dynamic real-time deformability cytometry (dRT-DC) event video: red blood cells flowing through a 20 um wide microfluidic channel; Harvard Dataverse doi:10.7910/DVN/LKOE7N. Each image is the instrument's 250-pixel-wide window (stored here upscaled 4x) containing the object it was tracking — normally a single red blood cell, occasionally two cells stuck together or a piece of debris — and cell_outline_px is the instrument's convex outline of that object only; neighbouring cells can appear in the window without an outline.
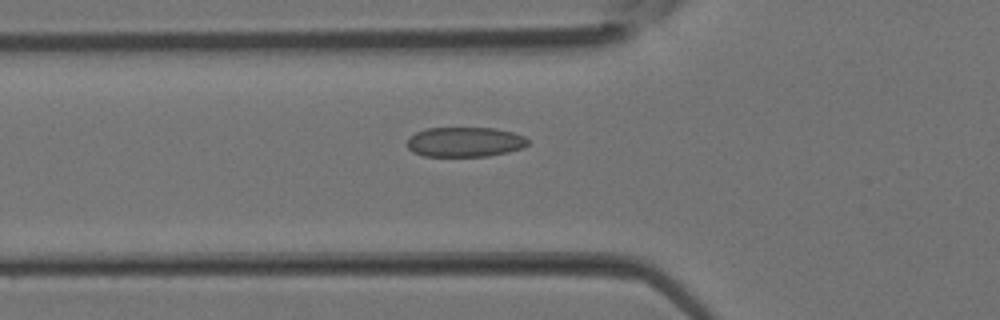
{"species": "Egyptian fruit bat (a non-hibernating species)", "species_latin": "Rousettus aegyptiacus", "temperature_condition": "room temperature", "stored_images_in_passage": 16, "camera_frame_rate_fps": 3000, "um_per_image_px": 0.085, "animal": {"sex": "female"}, "frame": {"image": 1, "passage_image": 11, "time_ms": 3.333, "image_size_px": [1000, 320], "cell_outline_px": [[528, 144], [524, 148], [508, 152], [488, 156], [424, 156], [412, 152], [408, 148], [408, 136], [416, 132], [428, 128], [492, 128], [512, 132], [524, 136], [528, 140]], "centroid_in_image_um": [39.51, 12.07], "position_along_channel_um": 86.3, "area_um2": 21.04}}
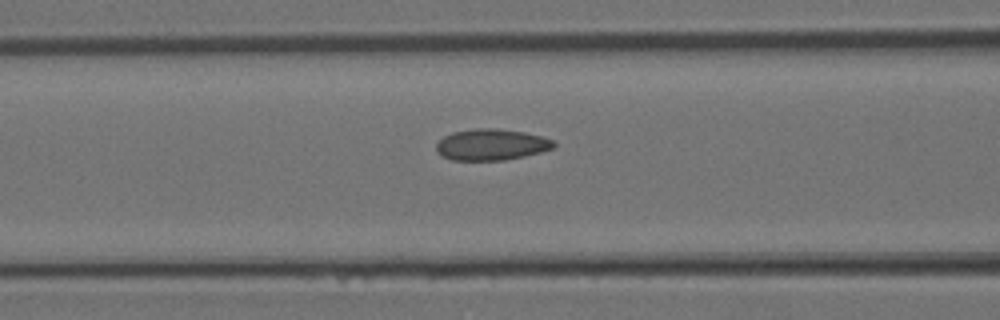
{"frame": {"image": 2, "passage_image": 13, "time_ms": 4.0, "image_size_px": [1000, 320], "cell_outline_px": [[556, 144], [552, 148], [540, 152], [524, 156], [504, 160], [452, 160], [440, 156], [436, 152], [436, 144], [444, 136], [452, 132], [476, 128], [496, 128], [524, 132], [540, 136], [552, 140]], "centroid_in_image_um": [41.72, 12.29], "position_along_channel_um": 124.9, "area_um2": 21.39}}
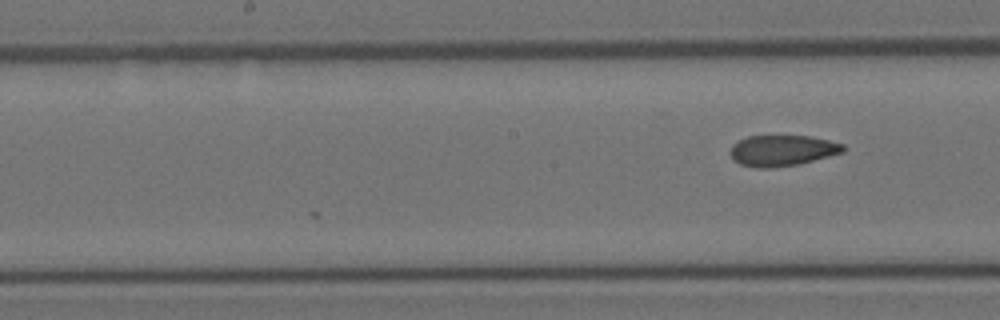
{"frame": {"image": 3, "passage_image": 16, "time_ms": 5.0, "image_size_px": [1000, 320], "cell_outline_px": [[844, 152], [800, 164], [768, 168], [756, 168], [740, 164], [732, 160], [728, 152], [732, 144], [748, 136], [812, 136], [844, 144]], "centroid_in_image_um": [66.46, 12.8], "position_along_channel_um": 181.7, "area_um2": 20.52}}